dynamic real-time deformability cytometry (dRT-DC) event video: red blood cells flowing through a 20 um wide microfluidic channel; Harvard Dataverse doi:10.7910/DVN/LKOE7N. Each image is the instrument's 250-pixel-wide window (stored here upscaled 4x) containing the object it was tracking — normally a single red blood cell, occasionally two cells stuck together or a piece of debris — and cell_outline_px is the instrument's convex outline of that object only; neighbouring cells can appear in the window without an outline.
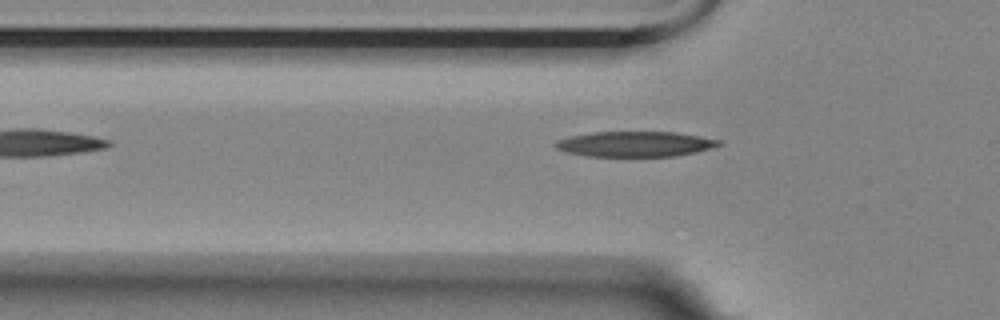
{"species": "Egyptian fruit bat (a non-hibernating species)", "species_latin": "Rousettus aegyptiacus", "temperature_condition": "room temperature", "stored_images_in_passage": 5, "camera_frame_rate_fps": 3000, "um_per_image_px": 0.085, "animal": {"sex": "female"}, "frame": {"image": 1, "passage_image": 5, "time_ms": 4.667, "image_size_px": [1000, 320], "cell_outline_px": [[724, 144], [696, 152], [676, 156], [588, 156], [568, 152], [556, 148], [556, 140], [568, 136], [592, 132], [676, 132], [700, 136], [720, 140]], "centroid_in_image_um": [54.0, 12.23], "position_along_channel_um": 71.8, "area_um2": 24.04}}